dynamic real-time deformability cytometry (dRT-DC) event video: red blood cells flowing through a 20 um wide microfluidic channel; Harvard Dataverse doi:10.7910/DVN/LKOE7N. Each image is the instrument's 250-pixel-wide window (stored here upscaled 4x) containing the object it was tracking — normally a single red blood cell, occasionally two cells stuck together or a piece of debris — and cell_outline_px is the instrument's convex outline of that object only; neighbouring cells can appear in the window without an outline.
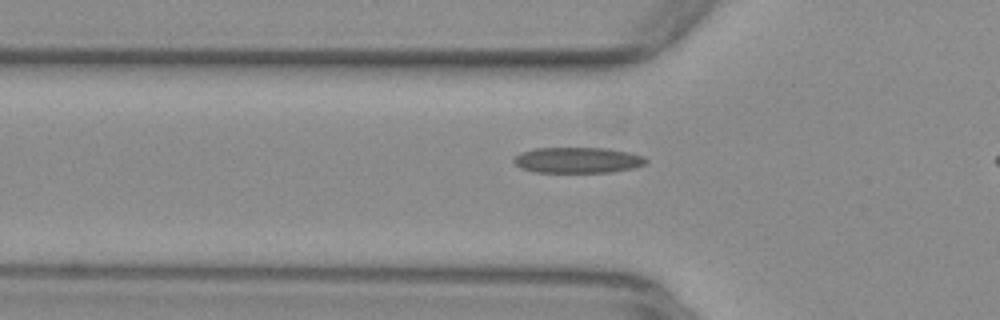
{"species": "common noctule bat (a hibernating species)", "species_latin": "Nyctalus noctula", "temperature_condition": "warm", "stored_images_in_passage": 36, "camera_frame_rate_fps": 3000, "um_per_image_px": 0.085, "animal": {"sex": "female", "body_mass_g": 29.2, "forearm_length_mm": 56.3}, "frame": {"image": 1, "passage_image": 8, "time_ms": 2.333, "image_size_px": [1000, 320], "cell_outline_px": [[648, 160], [644, 164], [632, 168], [608, 172], [536, 172], [520, 168], [512, 160], [520, 152], [536, 148], [608, 148], [628, 152], [644, 156]], "centroid_in_image_um": [49.08, 13.6], "position_along_channel_um": 76.7, "area_um2": 19.77}}
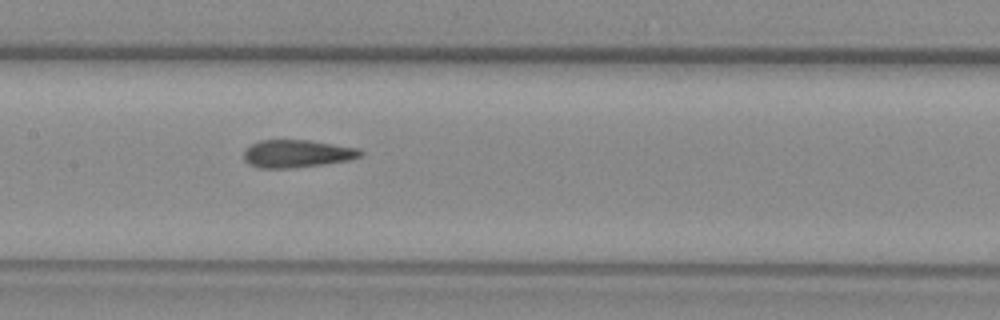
{"frame": {"image": 2, "passage_image": 16, "time_ms": 5.0, "image_size_px": [1000, 320], "cell_outline_px": [[364, 152], [360, 156], [348, 160], [320, 164], [288, 168], [260, 168], [248, 164], [244, 160], [244, 152], [252, 144], [260, 140], [312, 140], [360, 148]], "centroid_in_image_um": [25.25, 13.05], "position_along_channel_um": 182.1, "area_um2": 18.73}}
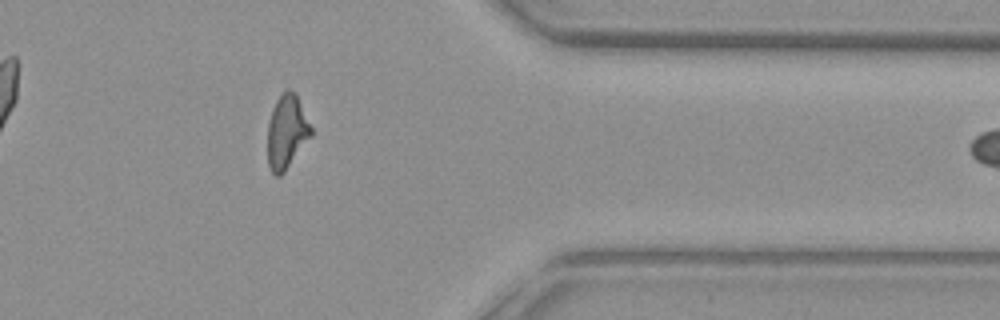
{"frame": {"image": 3, "passage_image": 33, "time_ms": 10.667, "image_size_px": [1000, 320], "cell_outline_px": [[312, 136], [284, 172], [280, 176], [276, 176], [272, 172], [268, 164], [268, 124], [272, 108], [280, 92], [284, 88], [288, 88], [296, 92], [312, 128]], "centroid_in_image_um": [24.38, 11.15], "position_along_channel_um": 387.0, "area_um2": 18.96}, "authors_computed_cell_mechanics": {"area_um2": 19.2185, "velocity_mm_per_s": 3.9224, "shape_relaxation_time_tau1_ms": null, "shape_relaxation_time_tau2_ms": 1.6595, "deformation_change_tau1": null, "deformation_change_tau2": 0.1163}}